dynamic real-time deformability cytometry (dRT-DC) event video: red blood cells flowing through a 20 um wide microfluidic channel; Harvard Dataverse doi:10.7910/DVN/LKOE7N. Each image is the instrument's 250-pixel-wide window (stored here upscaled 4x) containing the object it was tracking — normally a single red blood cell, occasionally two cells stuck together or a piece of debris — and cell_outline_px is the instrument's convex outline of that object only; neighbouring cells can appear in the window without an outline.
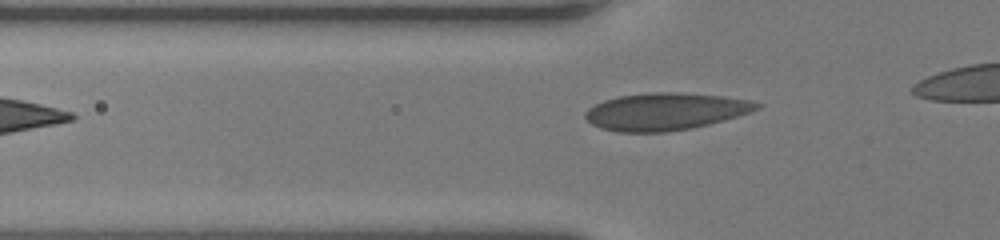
{"species": "human", "species_latin": "Homo sapiens", "temperature_condition": "room temperature", "stored_images_in_passage": 37, "camera_frame_rate_fps": 3000, "um_per_image_px": 0.085, "donor": {"sex": "female"}, "frame": {"image": 1, "passage_image": 5, "time_ms": 1.333, "image_size_px": [1000, 240], "cell_outline_px": [[760, 108], [724, 120], [692, 128], [668, 132], [616, 132], [600, 128], [592, 124], [584, 116], [584, 112], [588, 108], [604, 100], [620, 96], [652, 92], [680, 92], [724, 96], [752, 100], [760, 104]], "centroid_in_image_um": [56.54, 9.48], "position_along_channel_um": 69.3, "area_um2": 37.22}}
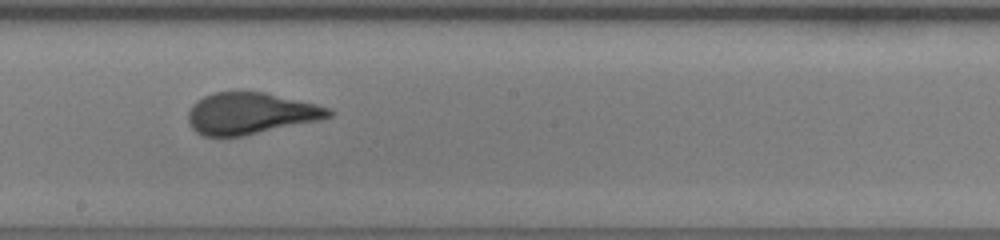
{"frame": {"image": 2, "passage_image": 19, "time_ms": 6.0, "image_size_px": [1000, 240], "cell_outline_px": [[336, 112], [332, 116], [320, 120], [244, 136], [204, 136], [196, 132], [192, 128], [188, 120], [188, 112], [192, 104], [196, 100], [204, 96], [216, 92], [264, 92], [316, 104], [332, 108]], "centroid_in_image_um": [21.32, 9.64], "position_along_channel_um": 226.9, "area_um2": 34.16}}
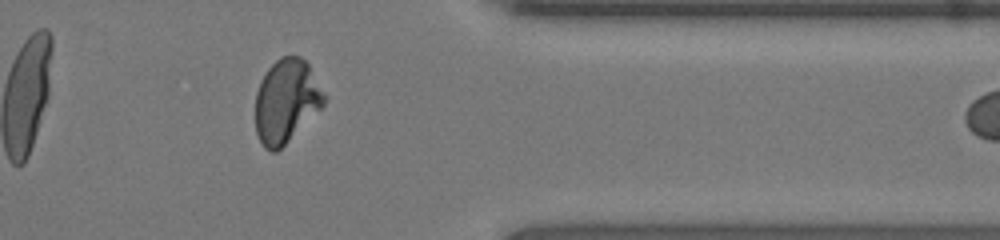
{"frame": {"image": 3, "passage_image": 34, "time_ms": 11.0, "image_size_px": [1000, 240], "cell_outline_px": [[324, 104], [276, 152], [272, 152], [264, 148], [256, 132], [256, 92], [260, 80], [268, 68], [280, 56], [300, 56], [308, 64], [324, 92]], "centroid_in_image_um": [24.3, 8.56], "position_along_channel_um": 387.1, "area_um2": 32.83}}